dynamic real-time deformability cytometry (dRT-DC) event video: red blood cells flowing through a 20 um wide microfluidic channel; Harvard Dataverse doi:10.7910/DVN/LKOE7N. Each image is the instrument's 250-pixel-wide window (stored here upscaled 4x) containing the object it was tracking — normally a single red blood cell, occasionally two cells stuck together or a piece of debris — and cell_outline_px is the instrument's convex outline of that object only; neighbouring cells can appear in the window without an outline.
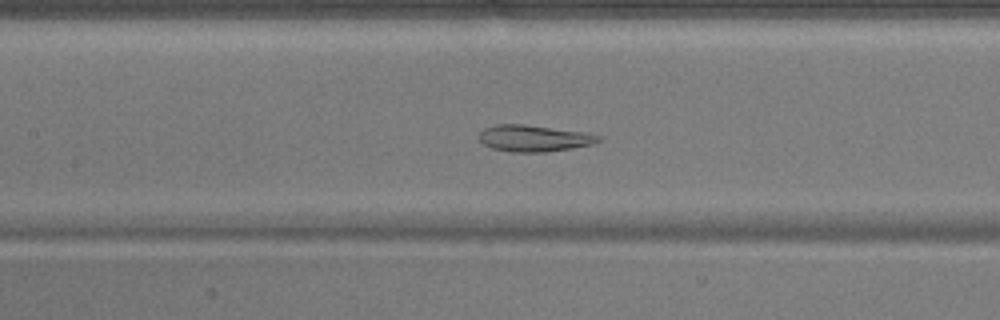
{"species": "common noctule bat (a hibernating species)", "species_latin": "Nyctalus noctula", "temperature_condition": "warm", "stored_images_in_passage": 53, "segment_of_instrument_passage": [1, 2], "camera_frame_rate_fps": 3000, "um_per_image_px": 0.085, "animal": {"sex": "male", "body_mass_g": 17.9}, "frame": {"image": 1, "passage_image": 24, "time_ms": 7.667, "image_size_px": [1000, 320], "cell_outline_px": [[604, 140], [596, 144], [548, 152], [512, 152], [492, 148], [484, 144], [480, 140], [480, 132], [484, 128], [496, 124], [524, 124], [588, 132], [600, 136]], "centroid_in_image_um": [45.47, 11.75], "position_along_channel_um": 161.9, "area_um2": 18.73}}
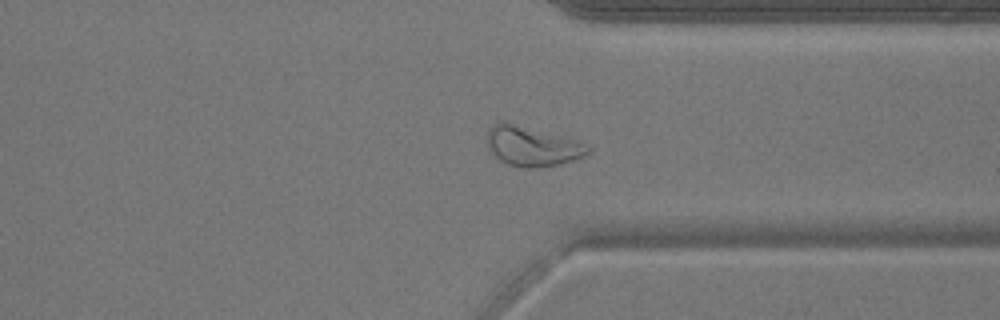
{"frame": {"image": 2, "passage_image": 40, "time_ms": 13.0, "image_size_px": [1000, 320], "cell_outline_px": [[592, 148], [588, 152], [572, 160], [560, 164], [528, 168], [508, 164], [500, 160], [492, 152], [488, 144], [488, 128], [500, 120], [572, 140], [584, 144]], "centroid_in_image_um": [45.17, 12.43], "position_along_channel_um": 366.2, "area_um2": 22.31}}
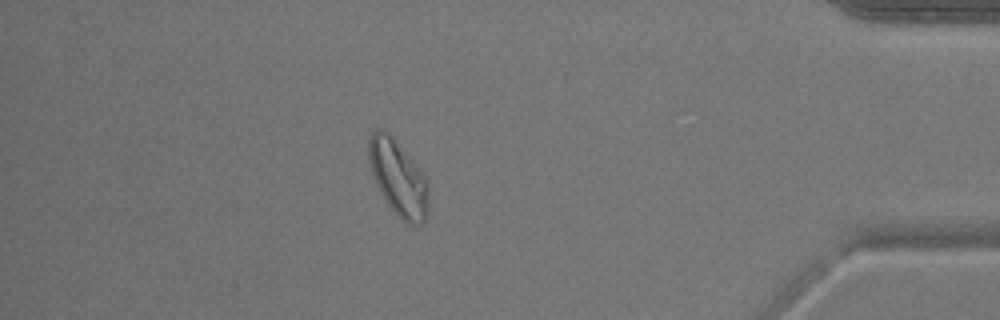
{"frame": {"image": 3, "passage_image": 46, "time_ms": 15.0, "image_size_px": [1000, 320], "cell_outline_px": [[428, 212], [424, 220], [420, 224], [408, 224], [396, 216], [380, 192], [376, 184], [368, 160], [368, 140], [372, 132], [376, 128], [380, 128], [388, 132], [412, 160], [424, 176], [428, 184]], "centroid_in_image_um": [33.83, 15.14], "position_along_channel_um": 401.4, "area_um2": 26.13}}